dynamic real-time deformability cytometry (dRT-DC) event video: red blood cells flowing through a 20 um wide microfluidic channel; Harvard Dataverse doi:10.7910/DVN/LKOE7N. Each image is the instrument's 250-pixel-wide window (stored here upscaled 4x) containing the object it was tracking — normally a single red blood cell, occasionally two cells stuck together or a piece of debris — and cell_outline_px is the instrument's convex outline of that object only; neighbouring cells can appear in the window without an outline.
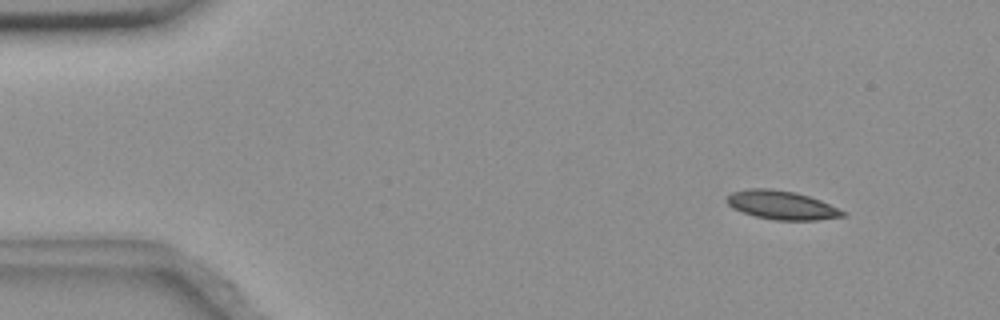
{"species": "common noctule bat (a hibernating species)", "species_latin": "Nyctalus noctula", "temperature_condition": "room temperature", "stored_images_in_passage": 5, "camera_frame_rate_fps": 3000, "um_per_image_px": 0.085, "animal": {"sex": "female", "body_mass_g": 18.4}, "frame": {"image": 1, "passage_image": 1, "time_ms": 0.0, "image_size_px": [1000, 320], "cell_outline_px": [[848, 212], [844, 216], [816, 220], [776, 220], [756, 216], [732, 208], [724, 200], [732, 192], [748, 188], [768, 188], [796, 192], [820, 200]], "centroid_in_image_um": [66.44, 17.42], "position_along_channel_um": 18.6, "area_um2": 19.36}}